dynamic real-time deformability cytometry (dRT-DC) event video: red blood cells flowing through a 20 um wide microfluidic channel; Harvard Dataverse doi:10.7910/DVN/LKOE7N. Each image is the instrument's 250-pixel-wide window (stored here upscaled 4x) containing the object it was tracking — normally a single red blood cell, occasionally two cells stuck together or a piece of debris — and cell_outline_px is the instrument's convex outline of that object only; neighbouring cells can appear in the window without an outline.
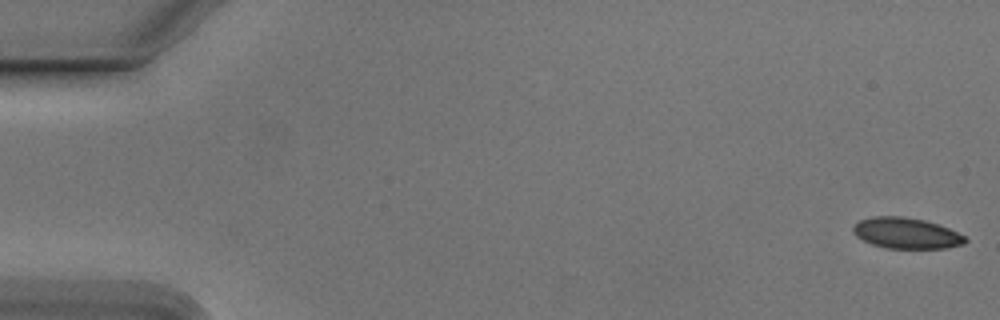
{"species": "Egyptian fruit bat (a non-hibernating species)", "species_latin": "Rousettus aegyptiacus", "temperature_condition": "cold", "stored_images_in_passage": 54, "camera_frame_rate_fps": 3000, "um_per_image_px": 0.085, "animal": {"sex": "male"}, "frame": {"image": 1, "passage_image": 1, "time_ms": 0.0, "image_size_px": [1000, 320], "cell_outline_px": [[968, 240], [964, 244], [948, 248], [884, 248], [872, 244], [856, 236], [852, 232], [852, 228], [860, 220], [872, 216], [904, 216], [924, 220], [948, 228], [964, 236]], "centroid_in_image_um": [77.02, 19.82], "position_along_channel_um": 8.0, "area_um2": 20.11}}
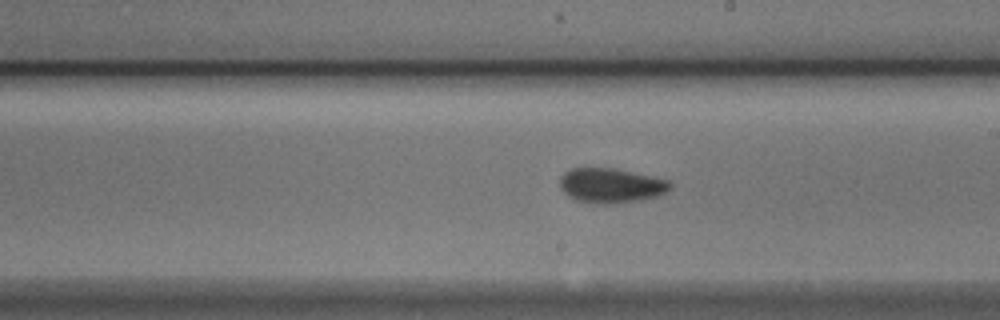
{"frame": {"image": 2, "passage_image": 31, "time_ms": 10.0, "image_size_px": [1000, 320], "cell_outline_px": [[672, 188], [668, 192], [656, 196], [640, 200], [608, 204], [596, 204], [576, 200], [568, 196], [560, 188], [560, 176], [564, 172], [572, 168], [612, 168], [668, 180], [672, 184]], "centroid_in_image_um": [51.91, 15.78], "position_along_channel_um": 237.1, "area_um2": 22.25}}
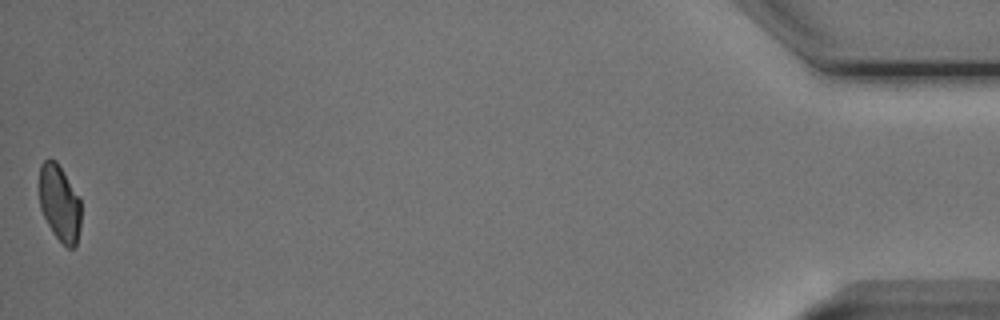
{"frame": {"image": 3, "passage_image": 54, "time_ms": 17.667, "image_size_px": [1000, 320], "cell_outline_px": [[80, 228], [76, 248], [68, 248], [52, 232], [40, 208], [40, 164], [48, 156], [56, 160], [80, 196]], "centroid_in_image_um": [5.08, 17.24], "position_along_channel_um": 430.1, "area_um2": 18.79}, "authors_computed_cell_mechanics": {"area_um2": 20.8658, "velocity_mm_per_s": 3.783, "shape_relaxation_time_tau1_ms": 4.2404, "shape_relaxation_time_tau2_ms": 2.1448, "deformation_change_tau1": 0.1105, "deformation_change_tau2": 0.0538}}